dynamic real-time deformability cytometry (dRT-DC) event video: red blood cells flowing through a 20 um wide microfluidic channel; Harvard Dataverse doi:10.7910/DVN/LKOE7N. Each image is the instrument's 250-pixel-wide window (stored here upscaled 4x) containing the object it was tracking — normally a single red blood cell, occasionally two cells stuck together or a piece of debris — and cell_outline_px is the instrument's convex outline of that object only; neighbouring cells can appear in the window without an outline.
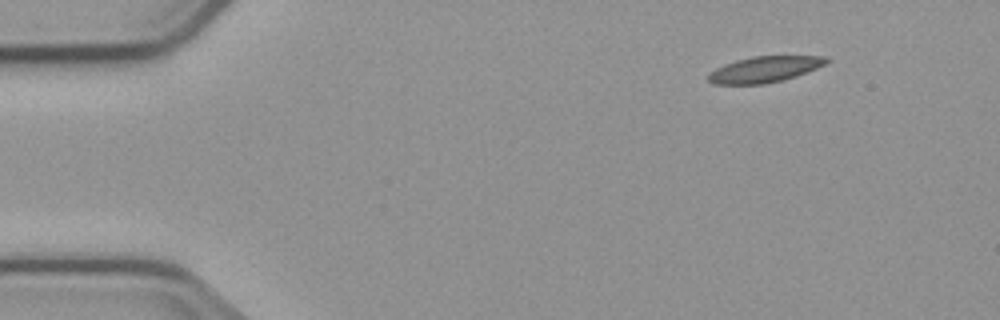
{"species": "common noctule bat (a hibernating species)", "species_latin": "Nyctalus noctula", "temperature_condition": "cold", "stored_images_in_passage": 5, "camera_frame_rate_fps": 3000, "um_per_image_px": 0.085, "animal": {"sex": "male", "body_mass_g": 23.1, "forearm_length_mm": 52.7}, "frame": {"image": 1, "passage_image": 1, "time_ms": 0.0, "image_size_px": [1000, 320], "cell_outline_px": [[832, 60], [816, 68], [796, 76], [784, 80], [764, 84], [712, 84], [708, 80], [708, 76], [716, 68], [724, 64], [736, 60], [752, 56], [828, 56]], "centroid_in_image_um": [65.01, 5.89], "position_along_channel_um": 20.0, "area_um2": 17.86}}